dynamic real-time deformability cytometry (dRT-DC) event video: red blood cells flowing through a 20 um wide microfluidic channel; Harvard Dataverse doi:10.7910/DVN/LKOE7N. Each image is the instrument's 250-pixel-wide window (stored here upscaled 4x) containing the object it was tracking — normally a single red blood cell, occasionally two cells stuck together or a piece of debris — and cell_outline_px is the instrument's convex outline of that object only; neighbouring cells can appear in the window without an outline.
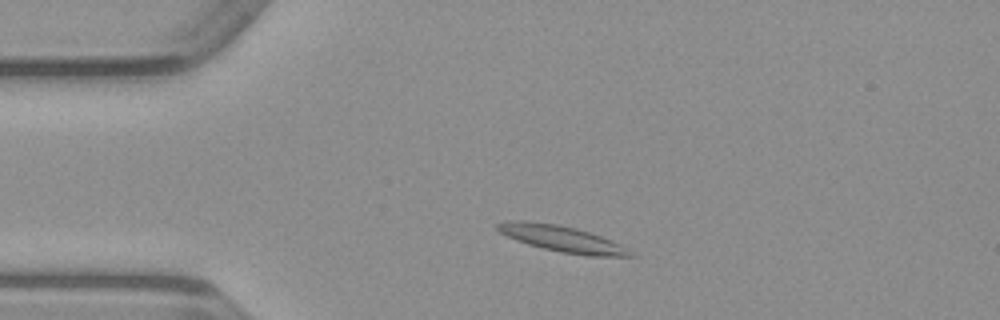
{"species": "common noctule bat (a hibernating species)", "species_latin": "Nyctalus noctula", "temperature_condition": "warm", "stored_images_in_passage": 44, "camera_frame_rate_fps": 3000, "um_per_image_px": 0.085, "animal": {"sex": "male", "body_mass_g": 23.1, "forearm_length_mm": 52.7}, "frame": {"image": 1, "passage_image": 5, "time_ms": 1.333, "image_size_px": [1000, 320], "cell_outline_px": [[636, 256], [588, 256], [560, 252], [528, 244], [516, 240], [500, 232], [496, 228], [496, 224], [516, 220], [524, 220], [556, 224], [576, 228], [600, 236], [616, 244]], "centroid_in_image_um": [47.68, 20.29], "position_along_channel_um": 37.3, "area_um2": 19.54}}
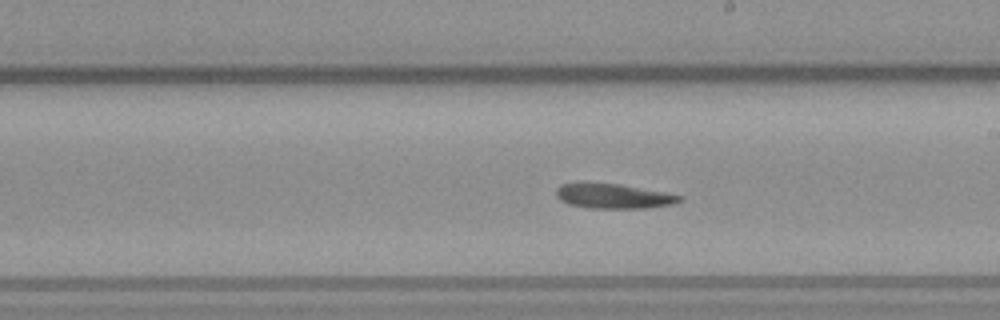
{"frame": {"image": 2, "passage_image": 22, "time_ms": 7.0, "image_size_px": [1000, 320], "cell_outline_px": [[680, 200], [672, 204], [648, 208], [588, 208], [568, 204], [560, 200], [556, 196], [556, 188], [560, 184], [580, 180], [584, 180], [620, 184], [664, 192], [680, 196]], "centroid_in_image_um": [51.99, 16.63], "position_along_channel_um": 237.0, "area_um2": 18.32}}
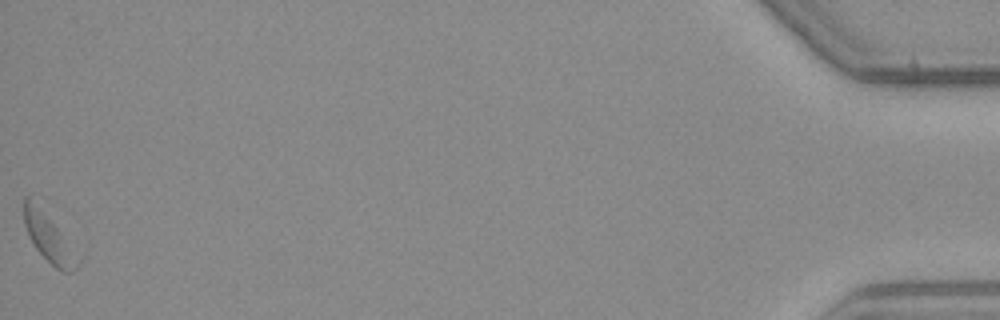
{"frame": {"image": 3, "passage_image": 44, "time_ms": 14.333, "image_size_px": [1000, 320], "cell_outline_px": [[80, 260], [76, 268], [72, 272], [64, 272], [56, 268], [36, 248], [24, 224], [24, 196], [28, 196], [56, 228]], "centroid_in_image_um": [4.12, 20.28], "position_along_channel_um": 431.1, "area_um2": 13.64}}